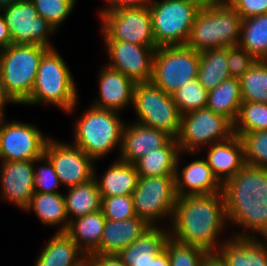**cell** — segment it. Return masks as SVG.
<instances>
[{
	"label": "cell",
	"instance_id": "6da1fadb",
	"mask_svg": "<svg viewBox=\"0 0 267 266\" xmlns=\"http://www.w3.org/2000/svg\"><path fill=\"white\" fill-rule=\"evenodd\" d=\"M226 223L223 192L178 197L169 228L170 237L216 253L223 244L218 239Z\"/></svg>",
	"mask_w": 267,
	"mask_h": 266
},
{
	"label": "cell",
	"instance_id": "7a4b0ae2",
	"mask_svg": "<svg viewBox=\"0 0 267 266\" xmlns=\"http://www.w3.org/2000/svg\"><path fill=\"white\" fill-rule=\"evenodd\" d=\"M222 192L227 221L244 229L232 237L267 238V168L245 164L222 185Z\"/></svg>",
	"mask_w": 267,
	"mask_h": 266
},
{
	"label": "cell",
	"instance_id": "3957f363",
	"mask_svg": "<svg viewBox=\"0 0 267 266\" xmlns=\"http://www.w3.org/2000/svg\"><path fill=\"white\" fill-rule=\"evenodd\" d=\"M242 22L226 0L205 1L195 16L186 45L198 52L238 45Z\"/></svg>",
	"mask_w": 267,
	"mask_h": 266
},
{
	"label": "cell",
	"instance_id": "277c9868",
	"mask_svg": "<svg viewBox=\"0 0 267 266\" xmlns=\"http://www.w3.org/2000/svg\"><path fill=\"white\" fill-rule=\"evenodd\" d=\"M74 80L57 49L49 48L40 60L32 93L23 105L54 104L72 114L79 99Z\"/></svg>",
	"mask_w": 267,
	"mask_h": 266
},
{
	"label": "cell",
	"instance_id": "5b68a950",
	"mask_svg": "<svg viewBox=\"0 0 267 266\" xmlns=\"http://www.w3.org/2000/svg\"><path fill=\"white\" fill-rule=\"evenodd\" d=\"M74 123L72 144L82 149L94 161L121 149L124 119L116 111L90 105Z\"/></svg>",
	"mask_w": 267,
	"mask_h": 266
},
{
	"label": "cell",
	"instance_id": "8992f818",
	"mask_svg": "<svg viewBox=\"0 0 267 266\" xmlns=\"http://www.w3.org/2000/svg\"><path fill=\"white\" fill-rule=\"evenodd\" d=\"M49 48L40 44H11L0 50V74L4 90L15 104L31 95L43 54Z\"/></svg>",
	"mask_w": 267,
	"mask_h": 266
},
{
	"label": "cell",
	"instance_id": "52a82bcc",
	"mask_svg": "<svg viewBox=\"0 0 267 266\" xmlns=\"http://www.w3.org/2000/svg\"><path fill=\"white\" fill-rule=\"evenodd\" d=\"M204 0H151L152 30L157 47L186 45Z\"/></svg>",
	"mask_w": 267,
	"mask_h": 266
},
{
	"label": "cell",
	"instance_id": "ba28073f",
	"mask_svg": "<svg viewBox=\"0 0 267 266\" xmlns=\"http://www.w3.org/2000/svg\"><path fill=\"white\" fill-rule=\"evenodd\" d=\"M133 108L137 123L156 128L177 139L181 128V113L171 94L152 82L136 83Z\"/></svg>",
	"mask_w": 267,
	"mask_h": 266
},
{
	"label": "cell",
	"instance_id": "9c48e42d",
	"mask_svg": "<svg viewBox=\"0 0 267 266\" xmlns=\"http://www.w3.org/2000/svg\"><path fill=\"white\" fill-rule=\"evenodd\" d=\"M200 52L187 45H167L155 49L151 82L173 94L198 76Z\"/></svg>",
	"mask_w": 267,
	"mask_h": 266
},
{
	"label": "cell",
	"instance_id": "30bf717a",
	"mask_svg": "<svg viewBox=\"0 0 267 266\" xmlns=\"http://www.w3.org/2000/svg\"><path fill=\"white\" fill-rule=\"evenodd\" d=\"M234 135V124L226 117L208 108H200L181 115L177 137L180 152L196 154L203 145L227 140Z\"/></svg>",
	"mask_w": 267,
	"mask_h": 266
},
{
	"label": "cell",
	"instance_id": "8fae6325",
	"mask_svg": "<svg viewBox=\"0 0 267 266\" xmlns=\"http://www.w3.org/2000/svg\"><path fill=\"white\" fill-rule=\"evenodd\" d=\"M132 197L136 216L151 227L164 217L171 222L178 198L175 176H139Z\"/></svg>",
	"mask_w": 267,
	"mask_h": 266
},
{
	"label": "cell",
	"instance_id": "7c38bea8",
	"mask_svg": "<svg viewBox=\"0 0 267 266\" xmlns=\"http://www.w3.org/2000/svg\"><path fill=\"white\" fill-rule=\"evenodd\" d=\"M98 14L104 41L156 46L149 6L101 10Z\"/></svg>",
	"mask_w": 267,
	"mask_h": 266
},
{
	"label": "cell",
	"instance_id": "4fadbf2b",
	"mask_svg": "<svg viewBox=\"0 0 267 266\" xmlns=\"http://www.w3.org/2000/svg\"><path fill=\"white\" fill-rule=\"evenodd\" d=\"M0 11L13 44H40L54 48L48 37L57 30L38 15L31 0H19Z\"/></svg>",
	"mask_w": 267,
	"mask_h": 266
},
{
	"label": "cell",
	"instance_id": "5bb4252c",
	"mask_svg": "<svg viewBox=\"0 0 267 266\" xmlns=\"http://www.w3.org/2000/svg\"><path fill=\"white\" fill-rule=\"evenodd\" d=\"M0 118V161L35 160L44 155L50 137L34 124Z\"/></svg>",
	"mask_w": 267,
	"mask_h": 266
},
{
	"label": "cell",
	"instance_id": "9a60e30c",
	"mask_svg": "<svg viewBox=\"0 0 267 266\" xmlns=\"http://www.w3.org/2000/svg\"><path fill=\"white\" fill-rule=\"evenodd\" d=\"M44 155L49 159L66 189L85 183L94 177L95 161L74 144H65L50 137Z\"/></svg>",
	"mask_w": 267,
	"mask_h": 266
},
{
	"label": "cell",
	"instance_id": "2e32d148",
	"mask_svg": "<svg viewBox=\"0 0 267 266\" xmlns=\"http://www.w3.org/2000/svg\"><path fill=\"white\" fill-rule=\"evenodd\" d=\"M108 67L122 72L135 83L151 82L153 55L157 46H142L125 41H104Z\"/></svg>",
	"mask_w": 267,
	"mask_h": 266
},
{
	"label": "cell",
	"instance_id": "e0dca14e",
	"mask_svg": "<svg viewBox=\"0 0 267 266\" xmlns=\"http://www.w3.org/2000/svg\"><path fill=\"white\" fill-rule=\"evenodd\" d=\"M0 192L3 200L21 210L28 207L34 195V167L40 158L26 161H1Z\"/></svg>",
	"mask_w": 267,
	"mask_h": 266
},
{
	"label": "cell",
	"instance_id": "ac0fdd59",
	"mask_svg": "<svg viewBox=\"0 0 267 266\" xmlns=\"http://www.w3.org/2000/svg\"><path fill=\"white\" fill-rule=\"evenodd\" d=\"M182 154L184 153H179L176 162L175 184L178 197L222 192V184L204 158L193 160L180 169Z\"/></svg>",
	"mask_w": 267,
	"mask_h": 266
},
{
	"label": "cell",
	"instance_id": "d6986e66",
	"mask_svg": "<svg viewBox=\"0 0 267 266\" xmlns=\"http://www.w3.org/2000/svg\"><path fill=\"white\" fill-rule=\"evenodd\" d=\"M99 98L91 104L94 107L119 112L133 105L136 83L122 72L102 66L98 74Z\"/></svg>",
	"mask_w": 267,
	"mask_h": 266
},
{
	"label": "cell",
	"instance_id": "ffe728a7",
	"mask_svg": "<svg viewBox=\"0 0 267 266\" xmlns=\"http://www.w3.org/2000/svg\"><path fill=\"white\" fill-rule=\"evenodd\" d=\"M171 137L163 131L137 122L124 125L118 159L134 164L144 155L163 147Z\"/></svg>",
	"mask_w": 267,
	"mask_h": 266
},
{
	"label": "cell",
	"instance_id": "44dd1931",
	"mask_svg": "<svg viewBox=\"0 0 267 266\" xmlns=\"http://www.w3.org/2000/svg\"><path fill=\"white\" fill-rule=\"evenodd\" d=\"M208 148L205 160L222 185L245 165L243 142L236 134Z\"/></svg>",
	"mask_w": 267,
	"mask_h": 266
},
{
	"label": "cell",
	"instance_id": "7402d4cb",
	"mask_svg": "<svg viewBox=\"0 0 267 266\" xmlns=\"http://www.w3.org/2000/svg\"><path fill=\"white\" fill-rule=\"evenodd\" d=\"M151 226L138 216L126 220H105L99 248L93 254H118Z\"/></svg>",
	"mask_w": 267,
	"mask_h": 266
},
{
	"label": "cell",
	"instance_id": "603a6c76",
	"mask_svg": "<svg viewBox=\"0 0 267 266\" xmlns=\"http://www.w3.org/2000/svg\"><path fill=\"white\" fill-rule=\"evenodd\" d=\"M264 240L231 237L223 240L216 253L227 266H267V238Z\"/></svg>",
	"mask_w": 267,
	"mask_h": 266
},
{
	"label": "cell",
	"instance_id": "cb8c5ba5",
	"mask_svg": "<svg viewBox=\"0 0 267 266\" xmlns=\"http://www.w3.org/2000/svg\"><path fill=\"white\" fill-rule=\"evenodd\" d=\"M150 227L130 246L117 255L127 266H151L152 259L165 249L170 238L169 229Z\"/></svg>",
	"mask_w": 267,
	"mask_h": 266
},
{
	"label": "cell",
	"instance_id": "d4e9b609",
	"mask_svg": "<svg viewBox=\"0 0 267 266\" xmlns=\"http://www.w3.org/2000/svg\"><path fill=\"white\" fill-rule=\"evenodd\" d=\"M48 241L35 266H82L88 260L66 232H56Z\"/></svg>",
	"mask_w": 267,
	"mask_h": 266
},
{
	"label": "cell",
	"instance_id": "484cf974",
	"mask_svg": "<svg viewBox=\"0 0 267 266\" xmlns=\"http://www.w3.org/2000/svg\"><path fill=\"white\" fill-rule=\"evenodd\" d=\"M95 168L94 165V177L101 197L132 195L136 189L139 174L134 164L126 163L117 158L108 167L101 179L96 176Z\"/></svg>",
	"mask_w": 267,
	"mask_h": 266
},
{
	"label": "cell",
	"instance_id": "4316f807",
	"mask_svg": "<svg viewBox=\"0 0 267 266\" xmlns=\"http://www.w3.org/2000/svg\"><path fill=\"white\" fill-rule=\"evenodd\" d=\"M105 220L103 212L98 210L71 220L66 233L89 256L100 246Z\"/></svg>",
	"mask_w": 267,
	"mask_h": 266
},
{
	"label": "cell",
	"instance_id": "83f0119b",
	"mask_svg": "<svg viewBox=\"0 0 267 266\" xmlns=\"http://www.w3.org/2000/svg\"><path fill=\"white\" fill-rule=\"evenodd\" d=\"M31 210L35 212V215L43 225H57L59 229L56 232L67 231L69 219L66 214L65 197L61 192H35L25 212Z\"/></svg>",
	"mask_w": 267,
	"mask_h": 266
},
{
	"label": "cell",
	"instance_id": "f1b7e54d",
	"mask_svg": "<svg viewBox=\"0 0 267 266\" xmlns=\"http://www.w3.org/2000/svg\"><path fill=\"white\" fill-rule=\"evenodd\" d=\"M180 153L177 139L171 138L163 147L138 159L134 165L139 176H175Z\"/></svg>",
	"mask_w": 267,
	"mask_h": 266
},
{
	"label": "cell",
	"instance_id": "f546056e",
	"mask_svg": "<svg viewBox=\"0 0 267 266\" xmlns=\"http://www.w3.org/2000/svg\"><path fill=\"white\" fill-rule=\"evenodd\" d=\"M66 214L69 222L75 218L101 210V195L95 177L89 181L67 188Z\"/></svg>",
	"mask_w": 267,
	"mask_h": 266
},
{
	"label": "cell",
	"instance_id": "4dcf8cb0",
	"mask_svg": "<svg viewBox=\"0 0 267 266\" xmlns=\"http://www.w3.org/2000/svg\"><path fill=\"white\" fill-rule=\"evenodd\" d=\"M241 103L240 81L230 77L215 89L208 91L206 108L228 118L234 124L238 117Z\"/></svg>",
	"mask_w": 267,
	"mask_h": 266
},
{
	"label": "cell",
	"instance_id": "1f68e13d",
	"mask_svg": "<svg viewBox=\"0 0 267 266\" xmlns=\"http://www.w3.org/2000/svg\"><path fill=\"white\" fill-rule=\"evenodd\" d=\"M228 47H219L200 52L198 80L211 91L225 79L230 78L228 70Z\"/></svg>",
	"mask_w": 267,
	"mask_h": 266
},
{
	"label": "cell",
	"instance_id": "d6a6232c",
	"mask_svg": "<svg viewBox=\"0 0 267 266\" xmlns=\"http://www.w3.org/2000/svg\"><path fill=\"white\" fill-rule=\"evenodd\" d=\"M238 45L256 60H267V13L243 19Z\"/></svg>",
	"mask_w": 267,
	"mask_h": 266
},
{
	"label": "cell",
	"instance_id": "836d02e7",
	"mask_svg": "<svg viewBox=\"0 0 267 266\" xmlns=\"http://www.w3.org/2000/svg\"><path fill=\"white\" fill-rule=\"evenodd\" d=\"M240 81L242 101L267 104V60H257Z\"/></svg>",
	"mask_w": 267,
	"mask_h": 266
},
{
	"label": "cell",
	"instance_id": "e575fe53",
	"mask_svg": "<svg viewBox=\"0 0 267 266\" xmlns=\"http://www.w3.org/2000/svg\"><path fill=\"white\" fill-rule=\"evenodd\" d=\"M267 130V104L242 101L234 122V134L242 136L251 131Z\"/></svg>",
	"mask_w": 267,
	"mask_h": 266
},
{
	"label": "cell",
	"instance_id": "d590c367",
	"mask_svg": "<svg viewBox=\"0 0 267 266\" xmlns=\"http://www.w3.org/2000/svg\"><path fill=\"white\" fill-rule=\"evenodd\" d=\"M172 97L181 114L205 108L208 91L200 84L198 78L189 80L173 92Z\"/></svg>",
	"mask_w": 267,
	"mask_h": 266
},
{
	"label": "cell",
	"instance_id": "8d00e7d4",
	"mask_svg": "<svg viewBox=\"0 0 267 266\" xmlns=\"http://www.w3.org/2000/svg\"><path fill=\"white\" fill-rule=\"evenodd\" d=\"M245 164L267 168V130L251 131L241 137Z\"/></svg>",
	"mask_w": 267,
	"mask_h": 266
},
{
	"label": "cell",
	"instance_id": "74e56055",
	"mask_svg": "<svg viewBox=\"0 0 267 266\" xmlns=\"http://www.w3.org/2000/svg\"><path fill=\"white\" fill-rule=\"evenodd\" d=\"M170 266H200L208 252L198 246L182 244L173 238L166 242Z\"/></svg>",
	"mask_w": 267,
	"mask_h": 266
},
{
	"label": "cell",
	"instance_id": "f35d334b",
	"mask_svg": "<svg viewBox=\"0 0 267 266\" xmlns=\"http://www.w3.org/2000/svg\"><path fill=\"white\" fill-rule=\"evenodd\" d=\"M42 18L57 30L74 10L77 0H31Z\"/></svg>",
	"mask_w": 267,
	"mask_h": 266
},
{
	"label": "cell",
	"instance_id": "ab89813d",
	"mask_svg": "<svg viewBox=\"0 0 267 266\" xmlns=\"http://www.w3.org/2000/svg\"><path fill=\"white\" fill-rule=\"evenodd\" d=\"M101 198V211L106 219L120 221L136 217L132 195Z\"/></svg>",
	"mask_w": 267,
	"mask_h": 266
},
{
	"label": "cell",
	"instance_id": "60d3db41",
	"mask_svg": "<svg viewBox=\"0 0 267 266\" xmlns=\"http://www.w3.org/2000/svg\"><path fill=\"white\" fill-rule=\"evenodd\" d=\"M42 162H44V165L34 167V191L40 193L60 192L57 191V187L62 185L54 170L53 165L45 155L40 157V163Z\"/></svg>",
	"mask_w": 267,
	"mask_h": 266
},
{
	"label": "cell",
	"instance_id": "b9f144b4",
	"mask_svg": "<svg viewBox=\"0 0 267 266\" xmlns=\"http://www.w3.org/2000/svg\"><path fill=\"white\" fill-rule=\"evenodd\" d=\"M255 61L257 60L239 45L228 47L227 63L231 78L240 80Z\"/></svg>",
	"mask_w": 267,
	"mask_h": 266
},
{
	"label": "cell",
	"instance_id": "7bdbcfd3",
	"mask_svg": "<svg viewBox=\"0 0 267 266\" xmlns=\"http://www.w3.org/2000/svg\"><path fill=\"white\" fill-rule=\"evenodd\" d=\"M242 19L267 13V0H226Z\"/></svg>",
	"mask_w": 267,
	"mask_h": 266
},
{
	"label": "cell",
	"instance_id": "ee69618b",
	"mask_svg": "<svg viewBox=\"0 0 267 266\" xmlns=\"http://www.w3.org/2000/svg\"><path fill=\"white\" fill-rule=\"evenodd\" d=\"M89 266H127L117 254H91Z\"/></svg>",
	"mask_w": 267,
	"mask_h": 266
},
{
	"label": "cell",
	"instance_id": "f6af8a7d",
	"mask_svg": "<svg viewBox=\"0 0 267 266\" xmlns=\"http://www.w3.org/2000/svg\"><path fill=\"white\" fill-rule=\"evenodd\" d=\"M107 6L105 8H101V10H114V9H122V8H133V7H143L149 6L151 0H105Z\"/></svg>",
	"mask_w": 267,
	"mask_h": 266
},
{
	"label": "cell",
	"instance_id": "bcb514c9",
	"mask_svg": "<svg viewBox=\"0 0 267 266\" xmlns=\"http://www.w3.org/2000/svg\"><path fill=\"white\" fill-rule=\"evenodd\" d=\"M11 44H13V42L9 35L8 27L0 12V50L7 48Z\"/></svg>",
	"mask_w": 267,
	"mask_h": 266
},
{
	"label": "cell",
	"instance_id": "7dc6e473",
	"mask_svg": "<svg viewBox=\"0 0 267 266\" xmlns=\"http://www.w3.org/2000/svg\"><path fill=\"white\" fill-rule=\"evenodd\" d=\"M200 266H227V264L217 253H208Z\"/></svg>",
	"mask_w": 267,
	"mask_h": 266
},
{
	"label": "cell",
	"instance_id": "c3c4849f",
	"mask_svg": "<svg viewBox=\"0 0 267 266\" xmlns=\"http://www.w3.org/2000/svg\"><path fill=\"white\" fill-rule=\"evenodd\" d=\"M7 103L9 104H15L12 99L6 94L5 90H4V86L2 83V79H1V74H0V118L2 117H6L5 114V106L7 105Z\"/></svg>",
	"mask_w": 267,
	"mask_h": 266
},
{
	"label": "cell",
	"instance_id": "681fc988",
	"mask_svg": "<svg viewBox=\"0 0 267 266\" xmlns=\"http://www.w3.org/2000/svg\"><path fill=\"white\" fill-rule=\"evenodd\" d=\"M151 266H170L166 249L157 254L151 261Z\"/></svg>",
	"mask_w": 267,
	"mask_h": 266
},
{
	"label": "cell",
	"instance_id": "f907efd6",
	"mask_svg": "<svg viewBox=\"0 0 267 266\" xmlns=\"http://www.w3.org/2000/svg\"><path fill=\"white\" fill-rule=\"evenodd\" d=\"M18 1L19 0H0V10Z\"/></svg>",
	"mask_w": 267,
	"mask_h": 266
},
{
	"label": "cell",
	"instance_id": "816d5d0a",
	"mask_svg": "<svg viewBox=\"0 0 267 266\" xmlns=\"http://www.w3.org/2000/svg\"><path fill=\"white\" fill-rule=\"evenodd\" d=\"M82 266H89L88 260Z\"/></svg>",
	"mask_w": 267,
	"mask_h": 266
}]
</instances>
